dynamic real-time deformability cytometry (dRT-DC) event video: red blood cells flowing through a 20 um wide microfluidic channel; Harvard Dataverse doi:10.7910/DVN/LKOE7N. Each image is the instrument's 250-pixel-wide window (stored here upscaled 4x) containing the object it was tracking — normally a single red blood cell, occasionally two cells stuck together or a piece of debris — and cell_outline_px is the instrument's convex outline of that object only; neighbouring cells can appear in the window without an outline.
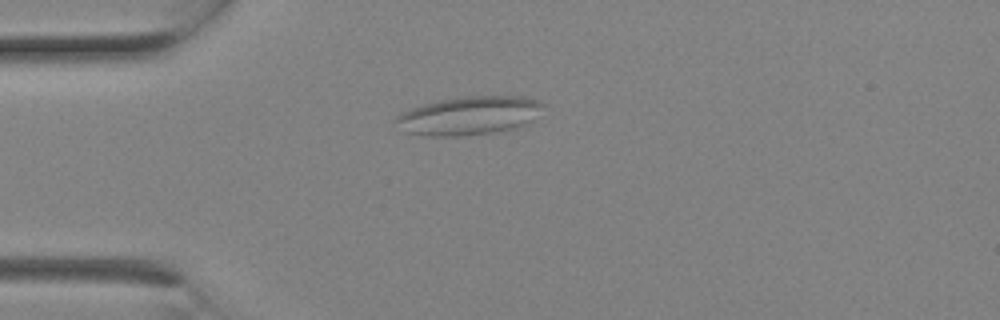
{"species": "Egyptian fruit bat (a non-hibernating species)", "species_latin": "Rousettus aegyptiacus", "temperature_condition": "room temperature", "stored_images_in_passage": 1, "camera_frame_rate_fps": 3000, "um_per_image_px": 0.085, "animal": {"sex": "female"}, "frame": {"image": 1, "passage_image": 1, "time_ms": 0.0, "image_size_px": [1000, 320], "cell_outline_px": [[544, 104], [532, 120], [528, 124], [508, 132], [464, 136], [428, 136], [408, 132], [392, 120], [396, 116], [412, 108], [424, 104], [440, 100], [468, 96], [524, 96], [536, 100]], "centroid_in_image_um": [39.92, 9.85], "position_along_channel_um": 45.1, "area_um2": 33.23}}